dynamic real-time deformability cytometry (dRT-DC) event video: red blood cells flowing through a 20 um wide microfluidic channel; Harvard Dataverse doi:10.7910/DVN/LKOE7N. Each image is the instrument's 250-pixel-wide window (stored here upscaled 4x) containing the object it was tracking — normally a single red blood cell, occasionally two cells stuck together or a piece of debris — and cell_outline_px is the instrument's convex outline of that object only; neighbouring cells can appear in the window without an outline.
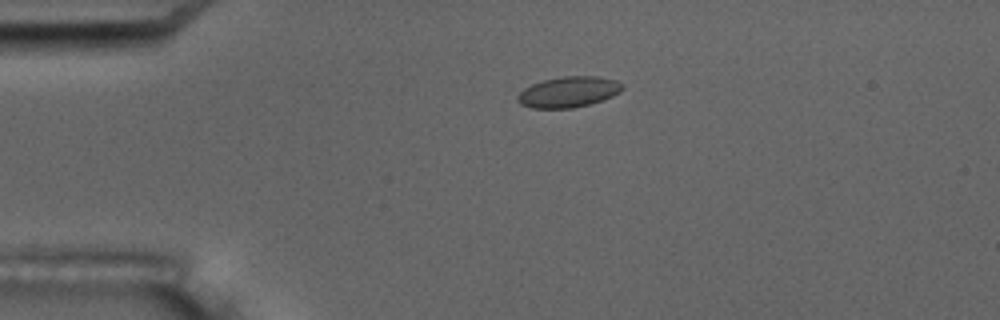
{"species": "common noctule bat (a hibernating species)", "species_latin": "Nyctalus noctula", "temperature_condition": "room temperature", "stored_images_in_passage": 3, "camera_frame_rate_fps": 3000, "um_per_image_px": 0.085, "animal": {"sex": "male", "body_mass_g": 17.5, "forearm_length_mm": 52.3}, "frame": {"image": 1, "passage_image": 2, "time_ms": 1.333, "image_size_px": [1000, 320], "cell_outline_px": [[624, 88], [620, 92], [604, 100], [572, 108], [532, 108], [520, 104], [516, 100], [516, 96], [524, 88], [532, 84], [544, 80], [564, 76], [596, 76], [616, 80], [624, 84]], "centroid_in_image_um": [48.33, 7.82], "position_along_channel_um": 36.7, "area_um2": 18.84}}